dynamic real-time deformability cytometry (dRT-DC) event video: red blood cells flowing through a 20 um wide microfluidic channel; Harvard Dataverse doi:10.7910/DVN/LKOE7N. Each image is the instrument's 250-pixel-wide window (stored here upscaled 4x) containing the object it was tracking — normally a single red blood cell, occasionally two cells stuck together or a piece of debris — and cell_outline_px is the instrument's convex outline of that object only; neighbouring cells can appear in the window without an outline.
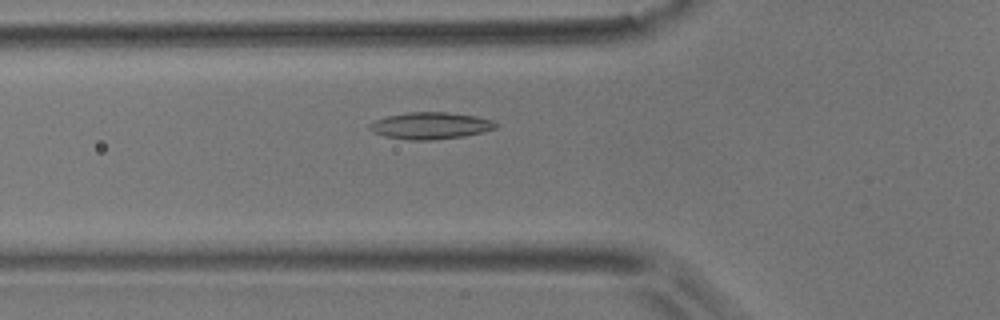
{"species": "common noctule bat (a hibernating species)", "species_latin": "Nyctalus noctula", "temperature_condition": "room temperature", "stored_images_in_passage": 49, "camera_frame_rate_fps": 3000, "um_per_image_px": 0.085, "animal": {"sex": "male", "body_mass_g": 17.9}, "frame": {"image": 1, "passage_image": 15, "time_ms": 4.667, "image_size_px": [1000, 320], "cell_outline_px": [[500, 124], [496, 128], [464, 136], [432, 140], [408, 140], [384, 136], [372, 132], [368, 128], [368, 124], [376, 120], [388, 116], [408, 112], [448, 112], [476, 116], [492, 120]], "centroid_in_image_um": [36.58, 10.68], "position_along_channel_um": 89.2, "area_um2": 19.77}}
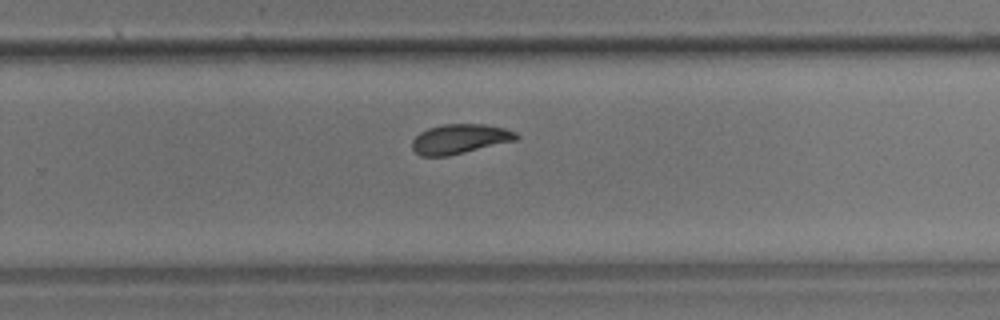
{"frame": {"image": 2, "passage_image": 31, "time_ms": 10.0, "image_size_px": [1000, 320], "cell_outline_px": [[520, 136], [516, 140], [448, 156], [420, 156], [412, 148], [412, 140], [420, 132], [428, 128], [444, 124], [484, 124], [504, 128], [516, 132]], "centroid_in_image_um": [39.08, 11.81], "position_along_channel_um": 290.7, "area_um2": 17.92}}
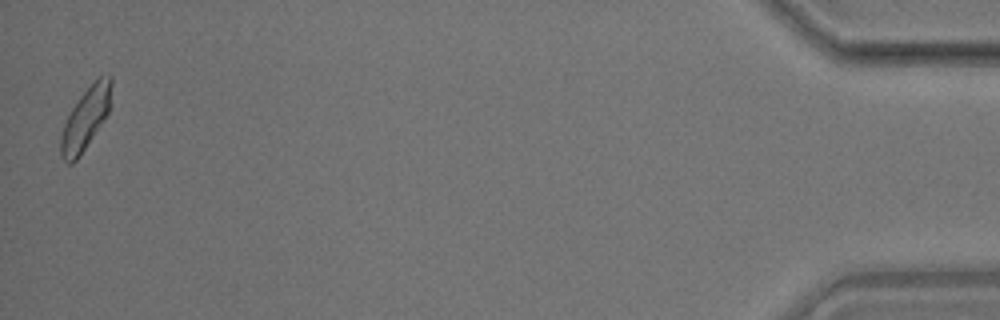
{"frame": {"image": 3, "passage_image": 49, "time_ms": 16.0, "image_size_px": [1000, 320], "cell_outline_px": [[112, 104], [108, 116], [80, 156], [72, 164], [68, 164], [60, 156], [60, 136], [64, 124], [72, 108], [80, 96], [100, 76], [108, 72], [112, 76]], "centroid_in_image_um": [7.33, 10.07], "position_along_channel_um": 427.9, "area_um2": 18.73}, "authors_computed_cell_mechanics": {"area_um2": 18.2648, "velocity_mm_per_s": 3.7755, "shape_relaxation_time_tau1_ms": 3.7672, "shape_relaxation_time_tau2_ms": 2.8065, "deformation_change_tau1": 0.1204, "deformation_change_tau2": 0.0805}}